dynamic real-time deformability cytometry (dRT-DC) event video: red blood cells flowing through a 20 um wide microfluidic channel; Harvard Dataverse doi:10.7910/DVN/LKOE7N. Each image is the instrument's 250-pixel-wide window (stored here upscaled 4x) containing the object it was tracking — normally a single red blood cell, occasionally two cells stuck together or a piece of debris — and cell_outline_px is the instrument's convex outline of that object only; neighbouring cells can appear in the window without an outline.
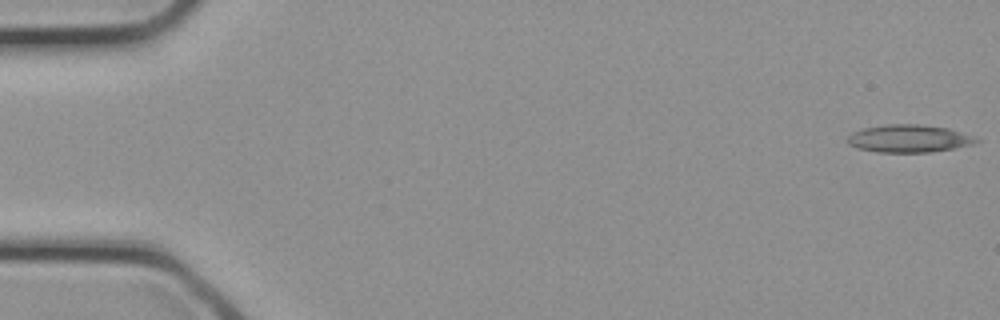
{"species": "common noctule bat (a hibernating species)", "species_latin": "Nyctalus noctula", "temperature_condition": "cold", "stored_images_in_passage": 21, "camera_frame_rate_fps": 3000, "um_per_image_px": 0.085, "animal": {"sex": "female", "body_mass_g": 21.9}, "frame": {"image": 1, "passage_image": 1, "time_ms": 0.0, "image_size_px": [1000, 320], "cell_outline_px": [[980, 140], [976, 144], [956, 148], [932, 152], [876, 152], [856, 148], [848, 144], [844, 140], [852, 132], [864, 128], [888, 124], [920, 124], [948, 128], [972, 136]], "centroid_in_image_um": [77.24, 11.78], "position_along_channel_um": 7.8, "area_um2": 20.92}}
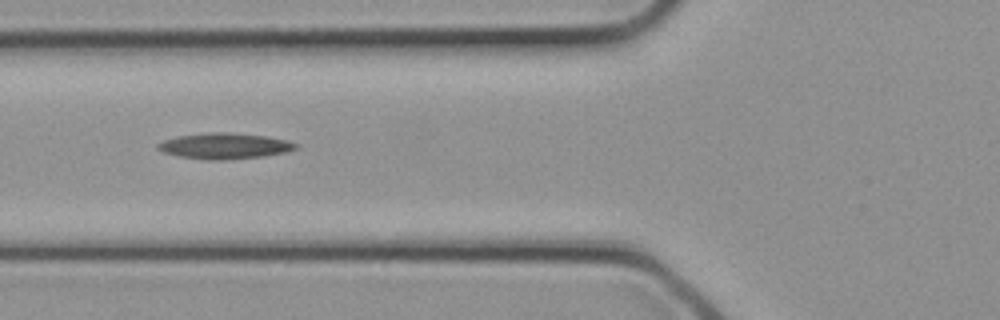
{"frame": {"image": 2, "passage_image": 12, "time_ms": 3.667, "image_size_px": [1000, 320], "cell_outline_px": [[300, 144], [296, 148], [284, 152], [264, 156], [220, 160], [208, 160], [180, 156], [164, 152], [156, 148], [156, 144], [164, 140], [176, 136], [208, 132], [228, 132], [264, 136], [288, 140]], "centroid_in_image_um": [19.07, 12.4], "position_along_channel_um": 106.7, "area_um2": 20.69}}
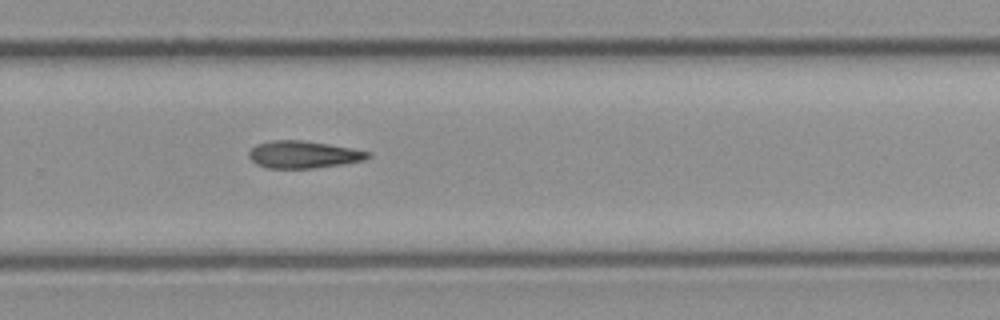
{"frame": {"image": 3, "passage_image": 21, "time_ms": 6.667, "image_size_px": [1000, 320], "cell_outline_px": [[372, 156], [364, 160], [344, 164], [312, 168], [264, 168], [256, 164], [248, 156], [248, 152], [256, 144], [272, 140], [300, 140], [328, 144], [352, 148], [372, 152]], "centroid_in_image_um": [25.79, 13.14], "position_along_channel_um": 304.0, "area_um2": 19.02}}